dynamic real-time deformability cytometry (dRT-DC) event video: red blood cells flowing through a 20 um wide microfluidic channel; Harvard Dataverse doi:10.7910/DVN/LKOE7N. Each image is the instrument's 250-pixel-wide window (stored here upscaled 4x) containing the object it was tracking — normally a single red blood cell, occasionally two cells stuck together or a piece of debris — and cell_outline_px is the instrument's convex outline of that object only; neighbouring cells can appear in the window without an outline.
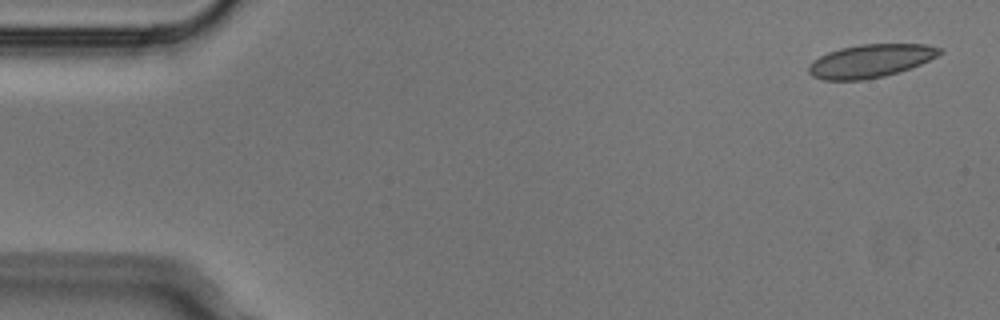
{"species": "Egyptian fruit bat (a non-hibernating species)", "species_latin": "Rousettus aegyptiacus", "temperature_condition": "cold", "stored_images_in_passage": 4, "camera_frame_rate_fps": 3000, "um_per_image_px": 0.085, "animal": {"sex": "male"}, "frame": {"image": 1, "passage_image": 1, "time_ms": 0.0, "image_size_px": [1000, 320], "cell_outline_px": [[944, 52], [912, 68], [884, 76], [864, 80], [824, 80], [812, 76], [808, 72], [808, 64], [812, 60], [828, 52], [840, 48], [860, 44], [928, 44], [944, 48]], "centroid_in_image_um": [74.0, 5.17], "position_along_channel_um": 11.0, "area_um2": 25.55}}
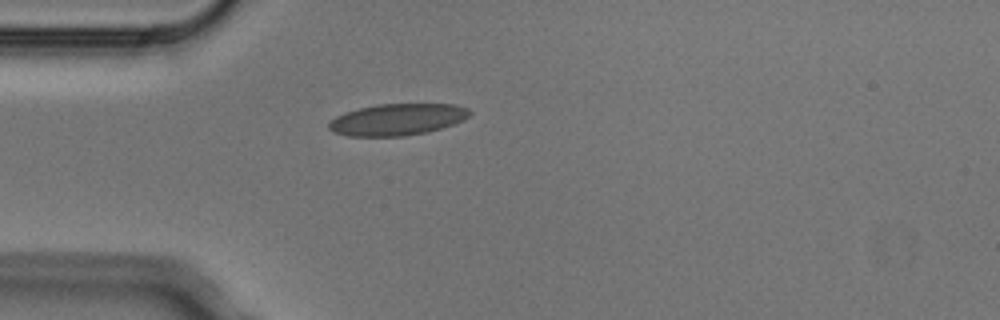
{"frame": {"image": 2, "passage_image": 4, "time_ms": 1.0, "image_size_px": [1000, 320], "cell_outline_px": [[472, 112], [464, 120], [428, 132], [404, 136], [348, 136], [332, 132], [328, 128], [328, 124], [336, 116], [360, 108], [376, 104], [456, 104], [468, 108]], "centroid_in_image_um": [33.79, 10.16], "position_along_channel_um": 51.2, "area_um2": 25.89}}